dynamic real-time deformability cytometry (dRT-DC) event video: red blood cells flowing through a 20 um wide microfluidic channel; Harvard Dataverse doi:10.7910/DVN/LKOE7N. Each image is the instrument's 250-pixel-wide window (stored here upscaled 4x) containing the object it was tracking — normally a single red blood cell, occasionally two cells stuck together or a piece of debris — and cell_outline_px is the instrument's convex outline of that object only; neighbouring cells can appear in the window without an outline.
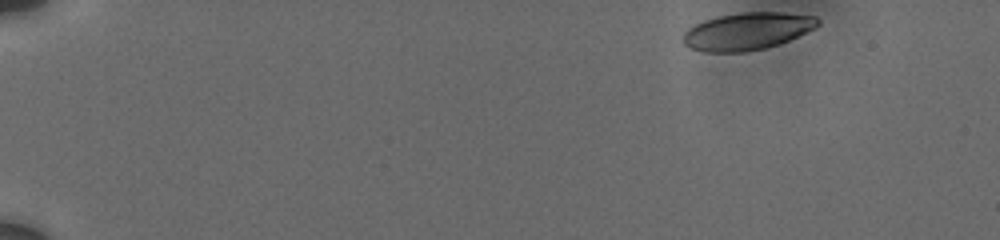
{"species": "human", "species_latin": "Homo sapiens", "temperature_condition": "cold", "stored_images_in_passage": 36, "camera_frame_rate_fps": 3000, "um_per_image_px": 0.085, "donor": {"sex": "male"}, "frame": {"image": 1, "passage_image": 1, "time_ms": 0.0, "image_size_px": [1000, 240], "cell_outline_px": [[820, 24], [816, 28], [788, 40], [764, 48], [744, 52], [704, 52], [692, 48], [684, 44], [684, 32], [688, 28], [704, 20], [720, 16], [740, 12], [780, 12], [816, 16], [820, 20]], "centroid_in_image_um": [63.53, 2.64], "position_along_channel_um": 21.5, "area_um2": 29.13}}
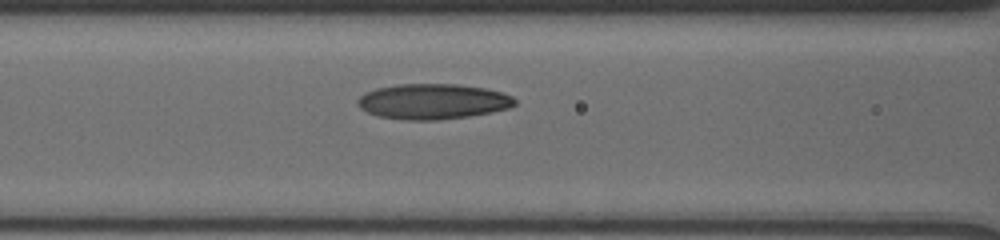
{"frame": {"image": 2, "passage_image": 21, "time_ms": 6.667, "image_size_px": [1000, 240], "cell_outline_px": [[516, 104], [508, 108], [468, 116], [436, 120], [404, 120], [376, 116], [360, 108], [356, 104], [356, 100], [364, 92], [376, 88], [396, 84], [456, 84], [484, 88], [504, 92], [512, 96], [516, 100]], "centroid_in_image_um": [36.75, 8.62], "position_along_channel_um": 129.9, "area_um2": 32.54}}
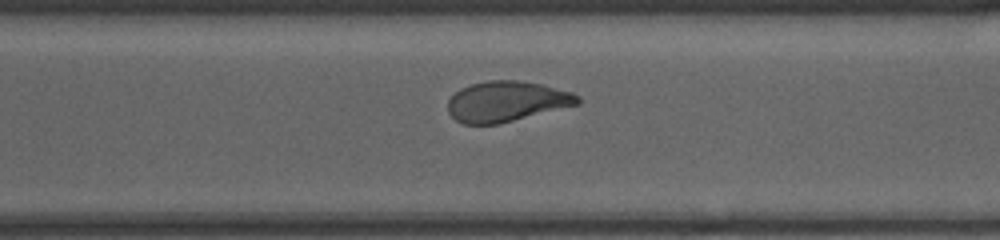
{"frame": {"image": 3, "passage_image": 36, "time_ms": 12.0, "image_size_px": [1000, 240], "cell_outline_px": [[580, 104], [500, 124], [464, 124], [456, 120], [448, 112], [448, 100], [460, 88], [472, 84], [488, 80], [520, 80], [540, 84], [572, 92], [580, 96]], "centroid_in_image_um": [43.07, 8.63], "position_along_channel_um": 327.5, "area_um2": 30.69}}